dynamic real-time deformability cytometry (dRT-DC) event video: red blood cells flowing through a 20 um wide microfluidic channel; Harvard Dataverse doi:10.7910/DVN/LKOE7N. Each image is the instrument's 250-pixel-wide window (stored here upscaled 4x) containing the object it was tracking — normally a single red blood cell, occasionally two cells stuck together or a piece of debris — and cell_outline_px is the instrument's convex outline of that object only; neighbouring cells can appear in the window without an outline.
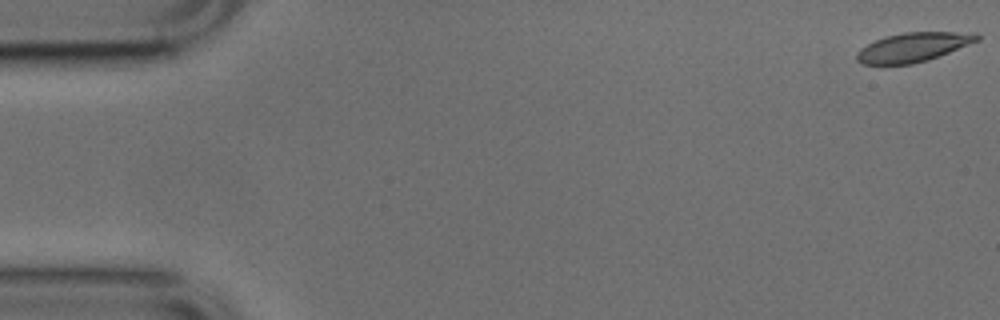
{"species": "common noctule bat (a hibernating species)", "species_latin": "Nyctalus noctula", "temperature_condition": "cold", "stored_images_in_passage": 52, "camera_frame_rate_fps": 3000, "um_per_image_px": 0.085, "animal": {"sex": "male", "body_mass_g": 17.9, "forearm_length_mm": 54.2}, "frame": {"image": 1, "passage_image": 1, "time_ms": 0.0, "image_size_px": [1000, 320], "cell_outline_px": [[980, 40], [928, 60], [912, 64], [864, 64], [856, 60], [856, 52], [860, 48], [884, 36], [904, 32], [976, 32], [980, 36]], "centroid_in_image_um": [77.63, 4.0], "position_along_channel_um": 7.4, "area_um2": 20.46}}
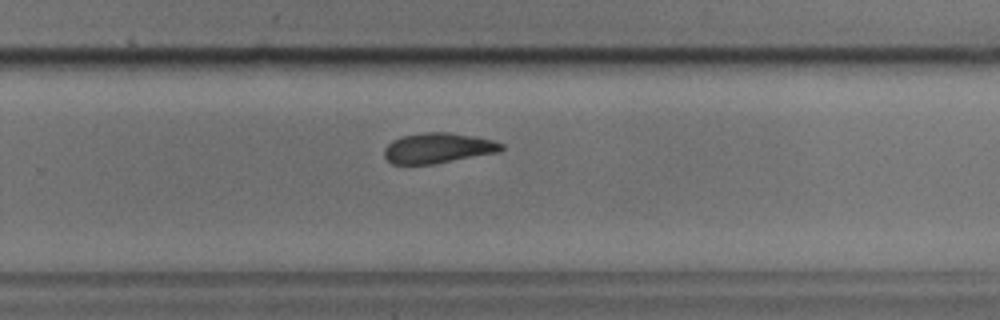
{"frame": {"image": 2, "passage_image": 34, "time_ms": 11.0, "image_size_px": [1000, 320], "cell_outline_px": [[504, 148], [500, 152], [432, 164], [392, 164], [384, 156], [384, 148], [392, 140], [404, 136], [420, 132], [448, 132], [472, 136], [492, 140], [504, 144]], "centroid_in_image_um": [37.22, 12.58], "position_along_channel_um": 292.6, "area_um2": 20.63}}
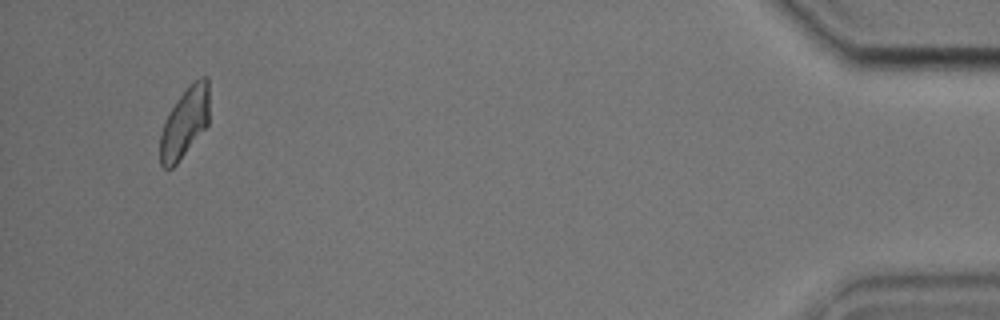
{"frame": {"image": 3, "passage_image": 50, "time_ms": 16.333, "image_size_px": [1000, 320], "cell_outline_px": [[208, 124], [176, 164], [172, 168], [164, 168], [160, 164], [160, 136], [164, 124], [172, 108], [188, 84], [200, 76], [208, 76]], "centroid_in_image_um": [15.7, 10.4], "position_along_channel_um": 419.5, "area_um2": 19.71}, "authors_computed_cell_mechanics": {"area_um2": 21.2704, "velocity_mm_per_s": 3.8103, "shape_relaxation_time_tau1_ms": 3.3939, "shape_relaxation_time_tau2_ms": 3.884, "deformation_change_tau1": 0.1305, "deformation_change_tau2": 0.1179}}